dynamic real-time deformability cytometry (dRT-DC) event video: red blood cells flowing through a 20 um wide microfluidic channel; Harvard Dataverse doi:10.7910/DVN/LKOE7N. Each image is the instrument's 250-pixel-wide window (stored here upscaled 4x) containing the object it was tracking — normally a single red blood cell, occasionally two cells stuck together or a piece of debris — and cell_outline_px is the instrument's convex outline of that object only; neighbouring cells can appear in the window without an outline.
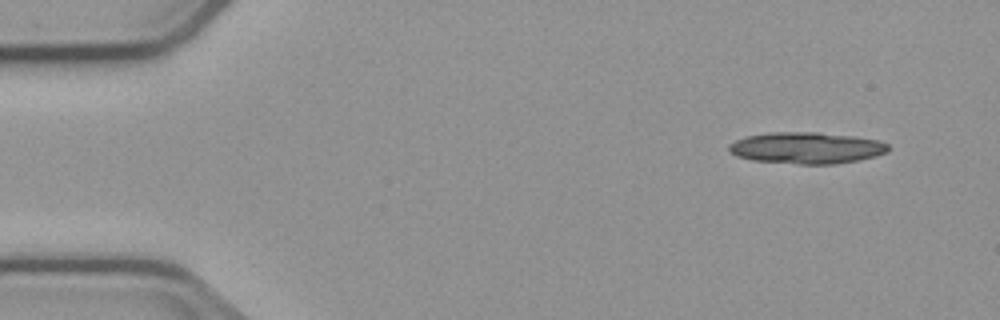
{"species": "common noctule bat (a hibernating species)", "species_latin": "Nyctalus noctula", "temperature_condition": "cold", "stored_images_in_passage": 4, "camera_frame_rate_fps": 3000, "um_per_image_px": 0.085, "animal": {"sex": "male", "body_mass_g": 23.1, "forearm_length_mm": 52.7}, "frame": {"image": 1, "passage_image": 1, "time_ms": 0.0, "image_size_px": [1000, 320], "cell_outline_px": [[888, 152], [876, 156], [836, 164], [800, 164], [752, 160], [736, 156], [728, 152], [728, 144], [736, 140], [748, 136], [768, 132], [816, 132], [852, 136], [880, 140], [888, 144]], "centroid_in_image_um": [68.54, 12.57], "position_along_channel_um": 16.5, "area_um2": 29.3}}